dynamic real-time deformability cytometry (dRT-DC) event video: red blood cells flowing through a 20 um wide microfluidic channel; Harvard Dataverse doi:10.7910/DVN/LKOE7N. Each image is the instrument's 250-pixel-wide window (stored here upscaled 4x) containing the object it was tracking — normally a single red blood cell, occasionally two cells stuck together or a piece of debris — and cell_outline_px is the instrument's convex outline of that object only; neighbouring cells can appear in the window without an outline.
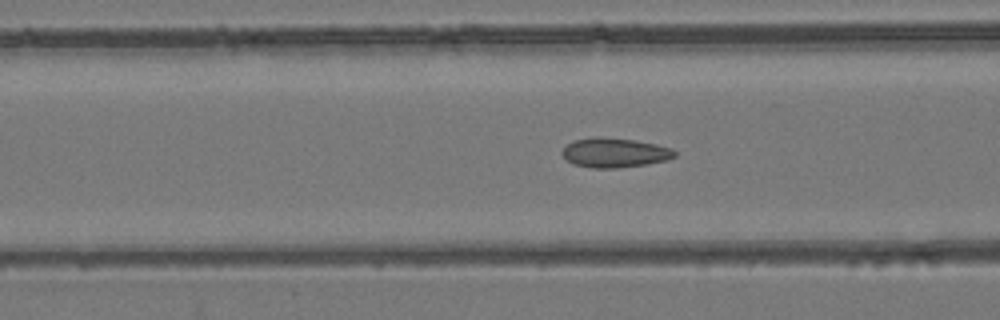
{"species": "common noctule bat (a hibernating species)", "species_latin": "Nyctalus noctula", "temperature_condition": "room temperature", "stored_images_in_passage": 52, "camera_frame_rate_fps": 3000, "um_per_image_px": 0.085, "animal": {"sex": "female", "body_mass_g": 24.6, "forearm_length_mm": 56.2}, "frame": {"image": 1, "passage_image": 19, "time_ms": 6.0, "image_size_px": [1000, 320], "cell_outline_px": [[676, 156], [668, 160], [648, 164], [620, 168], [592, 168], [572, 164], [560, 152], [568, 144], [576, 140], [596, 136], [636, 140], [656, 144], [672, 148], [676, 152]], "centroid_in_image_um": [52.28, 12.98], "position_along_channel_um": 114.3, "area_um2": 19.48}}
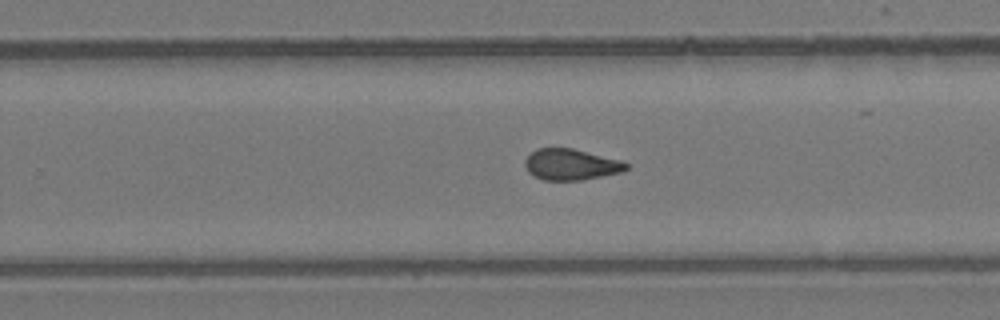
{"frame": {"image": 2, "passage_image": 32, "time_ms": 10.333, "image_size_px": [1000, 320], "cell_outline_px": [[628, 168], [624, 172], [580, 180], [544, 180], [528, 172], [524, 164], [524, 160], [536, 148], [572, 148], [620, 160], [628, 164]], "centroid_in_image_um": [48.53, 13.98], "position_along_channel_um": 281.3, "area_um2": 18.26}}
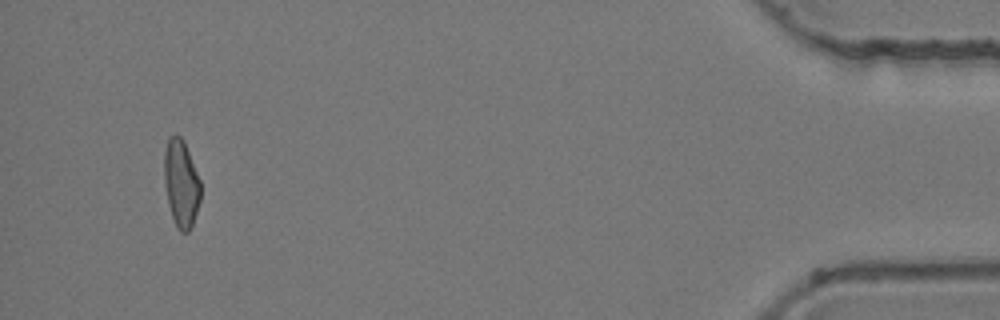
{"frame": {"image": 3, "passage_image": 49, "time_ms": 16.0, "image_size_px": [1000, 320], "cell_outline_px": [[200, 200], [192, 224], [188, 232], [180, 232], [176, 228], [168, 204], [164, 180], [164, 152], [168, 136], [180, 136], [184, 140], [200, 180]], "centroid_in_image_um": [15.38, 15.58], "position_along_channel_um": 419.8, "area_um2": 18.5}, "authors_computed_cell_mechanics": {"area_um2": 18.9584, "velocity_mm_per_s": 3.8673, "shape_relaxation_time_tau1_ms": null, "shape_relaxation_time_tau2_ms": 1.4483, "deformation_change_tau1": null, "deformation_change_tau2": 0.0663}}